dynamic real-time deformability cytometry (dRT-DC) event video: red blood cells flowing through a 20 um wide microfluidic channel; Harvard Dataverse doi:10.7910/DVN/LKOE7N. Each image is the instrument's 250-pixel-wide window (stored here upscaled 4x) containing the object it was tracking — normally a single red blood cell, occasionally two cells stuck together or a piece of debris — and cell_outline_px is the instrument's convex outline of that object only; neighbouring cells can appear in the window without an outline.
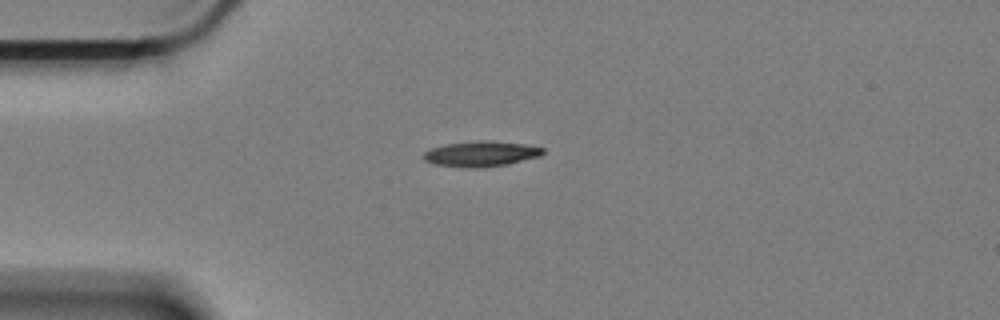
{"species": "Egyptian fruit bat (a non-hibernating species)", "species_latin": "Rousettus aegyptiacus", "temperature_condition": "cold", "stored_images_in_passage": 46, "camera_frame_rate_fps": 3000, "um_per_image_px": 0.085, "animal": {"sex": "female"}, "frame": {"image": 1, "passage_image": 1, "time_ms": 0.0, "image_size_px": [1000, 320], "cell_outline_px": [[544, 152], [540, 156], [508, 164], [480, 168], [468, 168], [432, 164], [424, 160], [424, 152], [432, 148], [448, 144], [476, 140], [492, 140], [524, 144], [544, 148]], "centroid_in_image_um": [40.89, 13.08], "position_along_channel_um": 44.1, "area_um2": 17.74}}
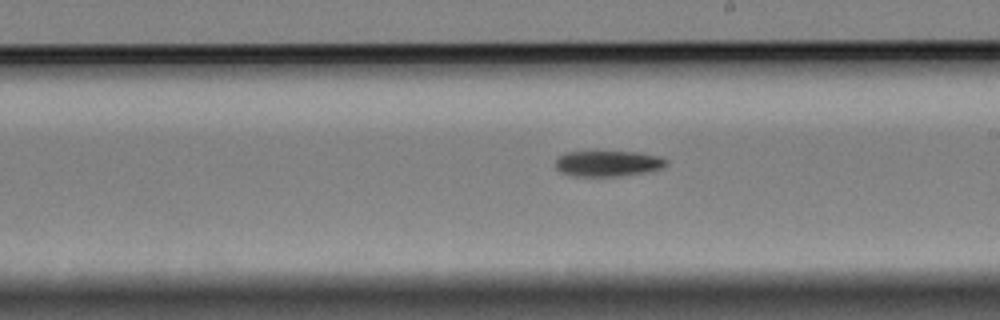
{"frame": {"image": 2, "passage_image": 20, "time_ms": 6.333, "image_size_px": [1000, 320], "cell_outline_px": [[668, 164], [660, 168], [644, 172], [620, 176], [572, 176], [560, 172], [556, 168], [556, 160], [564, 152], [596, 148], [640, 152], [660, 156], [668, 160]], "centroid_in_image_um": [51.63, 13.83], "position_along_channel_um": 237.4, "area_um2": 17.69}}
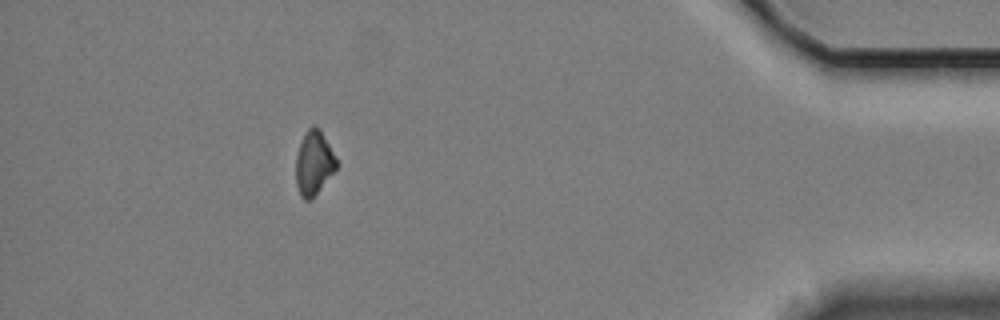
{"frame": {"image": 3, "passage_image": 40, "time_ms": 13.0, "image_size_px": [1000, 320], "cell_outline_px": [[340, 164], [316, 192], [308, 200], [304, 200], [300, 196], [296, 184], [296, 156], [300, 144], [308, 128], [312, 124], [316, 124], [320, 128]], "centroid_in_image_um": [26.69, 13.8], "position_along_channel_um": 408.5, "area_um2": 15.03}, "authors_computed_cell_mechanics": {"area_um2": 16.9065, "velocity_mm_per_s": 3.3334, "shape_relaxation_time_tau1_ms": 5.3624, "shape_relaxation_time_tau2_ms": null, "deformation_change_tau1": 0.1077, "deformation_change_tau2": null}}